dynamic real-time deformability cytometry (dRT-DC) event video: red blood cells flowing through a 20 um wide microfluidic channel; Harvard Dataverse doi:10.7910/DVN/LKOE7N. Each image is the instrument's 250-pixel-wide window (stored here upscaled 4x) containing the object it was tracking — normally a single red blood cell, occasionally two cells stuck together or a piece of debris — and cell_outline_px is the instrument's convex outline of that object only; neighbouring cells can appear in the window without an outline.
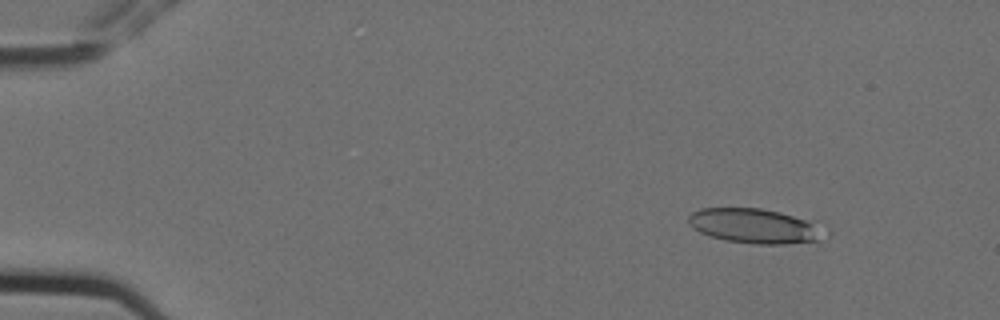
{"species": "Egyptian fruit bat (a non-hibernating species)", "species_latin": "Rousettus aegyptiacus", "temperature_condition": "cold", "stored_images_in_passage": 4, "camera_frame_rate_fps": 3000, "um_per_image_px": 0.085, "animal": {"sex": "female"}, "frame": {"image": 1, "passage_image": 1, "time_ms": 0.0, "image_size_px": [1000, 320], "cell_outline_px": [[832, 236], [820, 240], [784, 244], [752, 244], [724, 240], [708, 236], [692, 228], [688, 224], [688, 216], [692, 212], [700, 208], [760, 208], [820, 220], [832, 232]], "centroid_in_image_um": [64.35, 19.21], "position_along_channel_um": 20.6, "area_um2": 28.96}}